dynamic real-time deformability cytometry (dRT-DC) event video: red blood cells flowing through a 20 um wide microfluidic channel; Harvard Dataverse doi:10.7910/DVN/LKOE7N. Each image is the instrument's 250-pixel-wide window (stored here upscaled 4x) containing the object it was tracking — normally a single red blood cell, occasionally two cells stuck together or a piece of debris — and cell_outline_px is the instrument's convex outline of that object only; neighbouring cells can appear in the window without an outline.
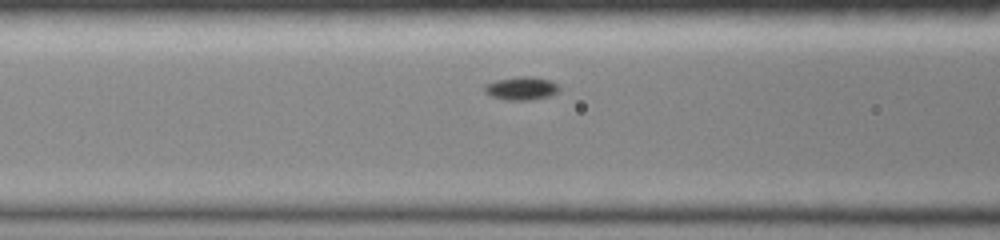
{"species": "common noctule bat (a hibernating species)", "species_latin": "Nyctalus noctula", "temperature_condition": "room temperature", "stored_images_in_passage": 33, "camera_frame_rate_fps": 3000, "um_per_image_px": 0.085, "animal": {"sex": "female", "body_mass_g": 19.0, "forearm_length_mm": 51.5}, "frame": {"image": 1, "passage_image": 10, "time_ms": 3.0, "image_size_px": [1000, 240], "cell_outline_px": [[560, 88], [556, 92], [548, 96], [528, 100], [504, 100], [492, 96], [484, 92], [484, 84], [496, 80], [520, 76], [532, 76], [548, 80], [556, 84]], "centroid_in_image_um": [44.26, 7.5], "position_along_channel_um": 122.3, "area_um2": 10.0}}
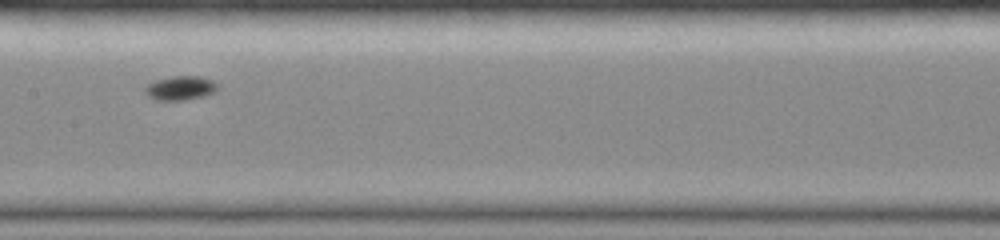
{"frame": {"image": 2, "passage_image": 15, "time_ms": 4.667, "image_size_px": [1000, 240], "cell_outline_px": [[216, 88], [212, 92], [204, 96], [184, 100], [156, 100], [148, 96], [144, 92], [144, 88], [148, 84], [156, 80], [172, 76], [200, 76], [212, 80], [216, 84]], "centroid_in_image_um": [15.28, 7.48], "position_along_channel_um": 192.1, "area_um2": 10.06}}
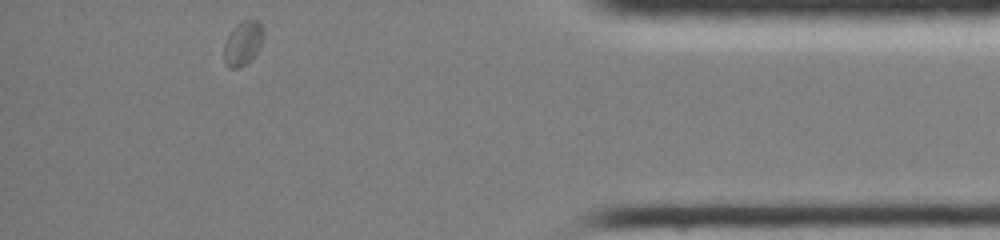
{"frame": {"image": 3, "passage_image": 33, "time_ms": 10.667, "image_size_px": [1000, 240], "cell_outline_px": [[264, 32], [260, 44], [256, 52], [248, 64], [236, 68], [228, 68], [224, 60], [224, 44], [232, 28], [236, 24], [244, 20], [256, 20], [260, 24]], "centroid_in_image_um": [20.62, 3.69], "position_along_channel_um": 414.6, "area_um2": 10.06}}